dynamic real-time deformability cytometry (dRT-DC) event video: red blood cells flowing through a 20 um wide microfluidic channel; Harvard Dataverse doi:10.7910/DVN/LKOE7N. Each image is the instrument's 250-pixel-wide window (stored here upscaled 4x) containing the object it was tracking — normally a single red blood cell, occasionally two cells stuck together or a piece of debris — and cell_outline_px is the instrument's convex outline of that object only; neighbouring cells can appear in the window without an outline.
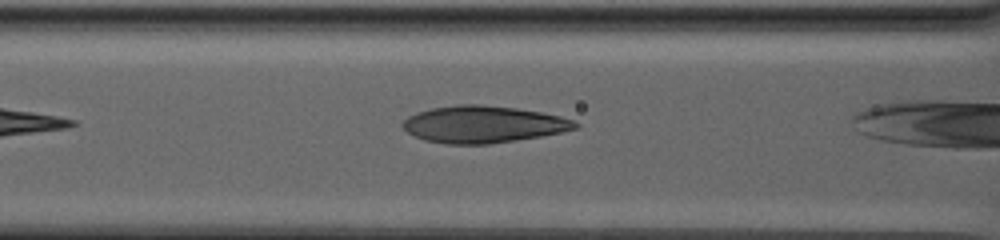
{"species": "human", "species_latin": "Homo sapiens", "temperature_condition": "warm", "stored_images_in_passage": 38, "camera_frame_rate_fps": 3000, "um_per_image_px": 0.085, "donor": {"sex": "male"}, "frame": {"image": 1, "passage_image": 6, "time_ms": 1.667, "image_size_px": [1000, 240], "cell_outline_px": [[580, 124], [576, 128], [560, 132], [540, 136], [516, 140], [488, 144], [448, 144], [424, 140], [408, 132], [400, 124], [408, 116], [416, 112], [432, 108], [456, 104], [480, 104], [516, 108], [540, 112], [560, 116], [572, 120]], "centroid_in_image_um": [41.03, 10.56], "position_along_channel_um": 125.6, "area_um2": 36.99}}
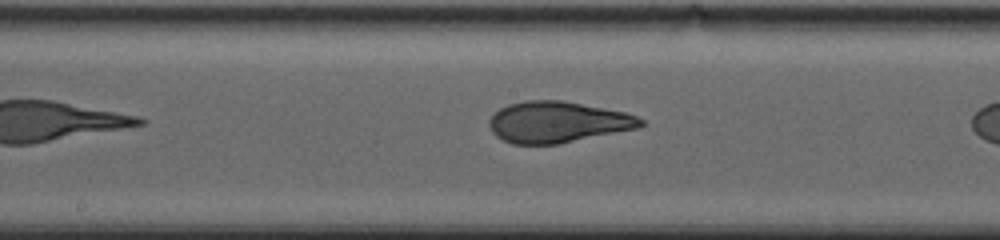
{"frame": {"image": 2, "passage_image": 15, "time_ms": 4.667, "image_size_px": [1000, 240], "cell_outline_px": [[644, 124], [636, 128], [560, 144], [512, 144], [496, 136], [492, 132], [488, 124], [488, 120], [500, 108], [508, 104], [524, 100], [560, 100], [624, 112], [636, 116], [644, 120]], "centroid_in_image_um": [47.35, 10.38], "position_along_channel_um": 200.8, "area_um2": 36.13}}
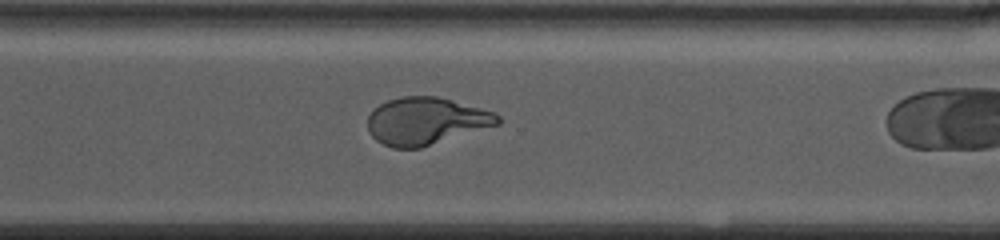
{"frame": {"image": 3, "passage_image": 31, "time_ms": 10.0, "image_size_px": [1000, 240], "cell_outline_px": [[500, 124], [420, 148], [392, 148], [376, 140], [368, 132], [368, 116], [380, 104], [388, 100], [404, 96], [436, 96], [496, 112], [500, 116]], "centroid_in_image_um": [36.22, 10.29], "position_along_channel_um": 334.4, "area_um2": 35.72}}